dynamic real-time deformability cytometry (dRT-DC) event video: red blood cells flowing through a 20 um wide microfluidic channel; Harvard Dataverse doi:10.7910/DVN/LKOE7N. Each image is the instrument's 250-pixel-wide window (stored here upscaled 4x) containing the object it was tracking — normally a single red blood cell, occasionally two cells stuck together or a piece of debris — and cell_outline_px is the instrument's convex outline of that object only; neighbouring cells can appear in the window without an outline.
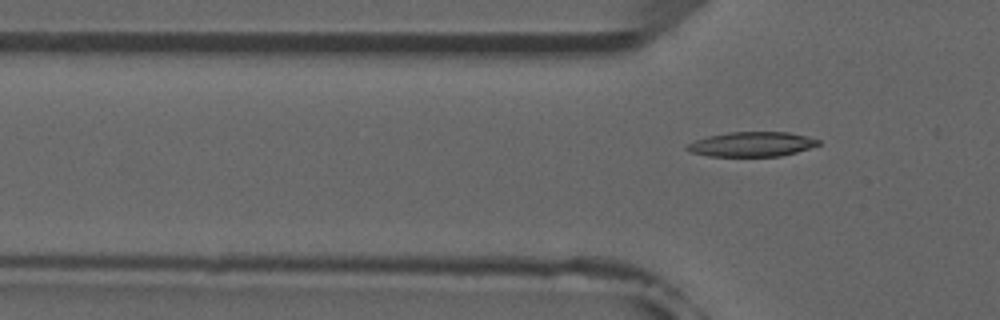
{"species": "common noctule bat (a hibernating species)", "species_latin": "Nyctalus noctula", "temperature_condition": "room temperature", "stored_images_in_passage": 6, "segment_of_instrument_passage": [2, 2], "camera_frame_rate_fps": 3000, "um_per_image_px": 0.085, "animal": {"sex": "male", "forearm_length_mm": 52.5}, "frame": {"image": 1, "passage_image": 6, "time_ms": 6.667, "image_size_px": [1000, 320], "cell_outline_px": [[820, 144], [796, 152], [780, 156], [708, 156], [692, 152], [684, 148], [688, 144], [696, 140], [708, 136], [728, 132], [788, 132], [820, 140]], "centroid_in_image_um": [63.88, 12.26], "position_along_channel_um": 61.9, "area_um2": 18.67}}